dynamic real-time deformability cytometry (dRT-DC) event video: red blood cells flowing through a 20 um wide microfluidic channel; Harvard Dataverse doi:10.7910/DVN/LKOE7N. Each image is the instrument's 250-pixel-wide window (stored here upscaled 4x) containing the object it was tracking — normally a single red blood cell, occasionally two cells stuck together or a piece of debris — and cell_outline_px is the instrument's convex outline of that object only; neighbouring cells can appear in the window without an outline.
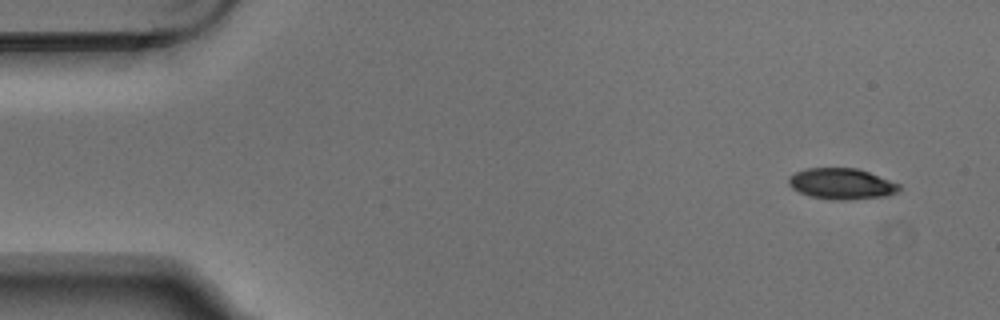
{"species": "Egyptian fruit bat (a non-hibernating species)", "species_latin": "Rousettus aegyptiacus", "temperature_condition": "warm", "stored_images_in_passage": 4, "camera_frame_rate_fps": 3000, "um_per_image_px": 0.085, "animal": {"sex": "male"}, "frame": {"image": 1, "passage_image": 1, "time_ms": 0.0, "image_size_px": [1000, 320], "cell_outline_px": [[900, 188], [896, 192], [888, 196], [844, 200], [836, 200], [808, 196], [792, 188], [788, 184], [788, 176], [796, 172], [808, 168], [856, 168], [868, 172], [900, 184]], "centroid_in_image_um": [71.51, 15.62], "position_along_channel_um": 13.5, "area_um2": 19.88}}
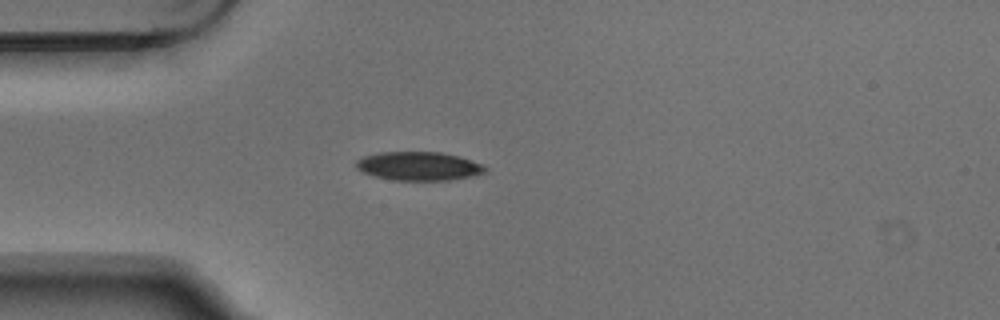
{"frame": {"image": 2, "passage_image": 4, "time_ms": 1.0, "image_size_px": [1000, 320], "cell_outline_px": [[488, 172], [448, 180], [392, 180], [376, 176], [364, 172], [356, 168], [356, 160], [364, 156], [376, 152], [440, 152], [460, 156], [484, 164], [488, 168]], "centroid_in_image_um": [35.62, 14.11], "position_along_channel_um": 49.4, "area_um2": 21.62}}